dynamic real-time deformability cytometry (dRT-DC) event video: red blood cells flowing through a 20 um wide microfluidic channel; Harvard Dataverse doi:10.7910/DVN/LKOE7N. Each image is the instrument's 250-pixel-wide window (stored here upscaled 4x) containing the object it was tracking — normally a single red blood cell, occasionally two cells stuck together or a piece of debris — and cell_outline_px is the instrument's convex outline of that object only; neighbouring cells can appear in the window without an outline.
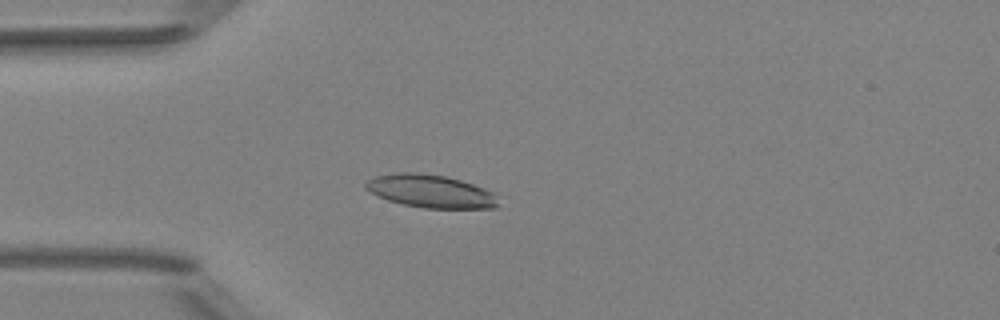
{"species": "Egyptian fruit bat (a non-hibernating species)", "species_latin": "Rousettus aegyptiacus", "temperature_condition": "room temperature", "stored_images_in_passage": 49, "camera_frame_rate_fps": 3000, "um_per_image_px": 0.085, "animal": {"sex": "female"}, "frame": {"image": 1, "passage_image": 14, "time_ms": 4.333, "image_size_px": [1000, 320], "cell_outline_px": [[496, 208], [424, 208], [404, 204], [388, 200], [364, 188], [364, 180], [376, 176], [392, 172], [416, 172], [448, 176], [484, 188], [492, 192], [496, 204]], "centroid_in_image_um": [36.53, 16.23], "position_along_channel_um": 48.5, "area_um2": 25.32}}
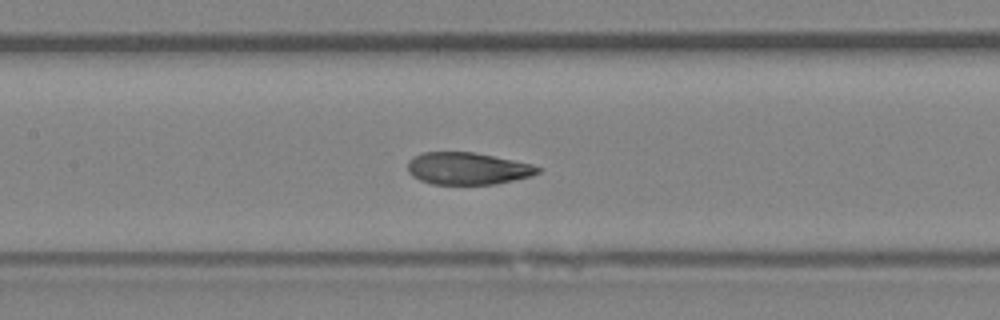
{"frame": {"image": 2, "passage_image": 24, "time_ms": 7.667, "image_size_px": [1000, 320], "cell_outline_px": [[544, 168], [540, 172], [532, 176], [496, 184], [432, 184], [420, 180], [412, 176], [408, 172], [408, 160], [424, 152], [472, 152], [532, 164]], "centroid_in_image_um": [39.77, 14.33], "position_along_channel_um": 167.6, "area_um2": 24.33}}
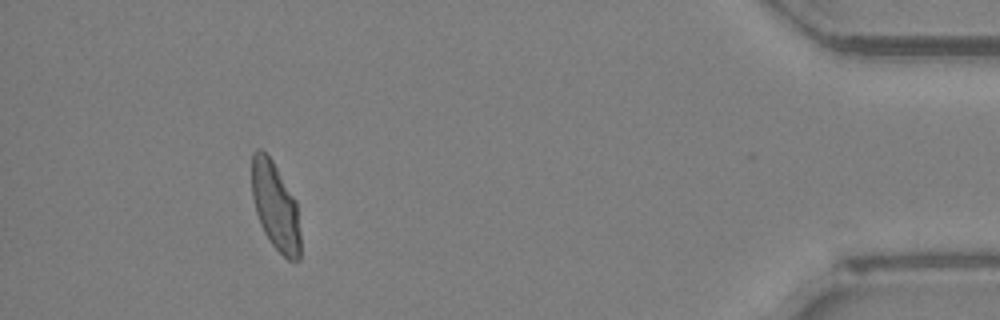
{"frame": {"image": 3, "passage_image": 47, "time_ms": 15.333, "image_size_px": [1000, 320], "cell_outline_px": [[300, 260], [288, 260], [272, 244], [264, 232], [260, 224], [256, 212], [252, 196], [252, 152], [256, 148], [260, 148], [272, 160], [296, 200], [300, 232]], "centroid_in_image_um": [23.4, 17.53], "position_along_channel_um": 411.8, "area_um2": 24.8}, "authors_computed_cell_mechanics": {"area_um2": 25.4898, "velocity_mm_per_s": 3.9958, "shape_relaxation_time_tau1_ms": 4.7179, "shape_relaxation_time_tau2_ms": 0.9651, "deformation_change_tau1": 0.1629, "deformation_change_tau2": 0.0621}}